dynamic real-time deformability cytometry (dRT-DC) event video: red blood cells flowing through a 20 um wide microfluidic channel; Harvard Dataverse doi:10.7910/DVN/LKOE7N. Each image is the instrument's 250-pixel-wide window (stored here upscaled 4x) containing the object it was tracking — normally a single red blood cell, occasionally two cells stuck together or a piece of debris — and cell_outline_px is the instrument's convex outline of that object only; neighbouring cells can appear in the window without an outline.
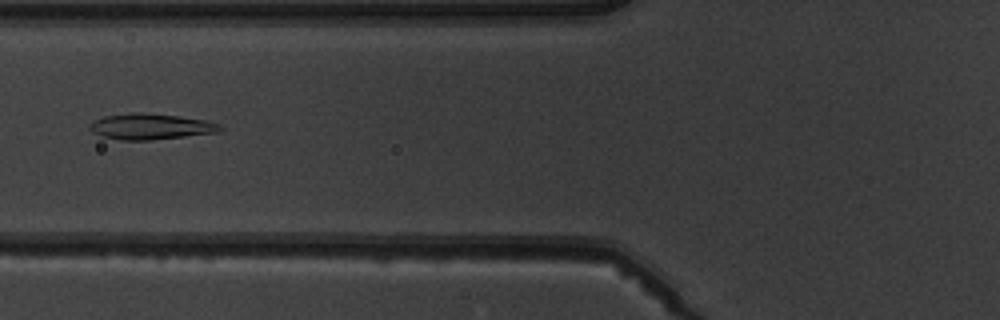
{"species": "common noctule bat (a hibernating species)", "species_latin": "Nyctalus noctula", "temperature_condition": "warm", "stored_images_in_passage": 2, "camera_frame_rate_fps": 3000, "um_per_image_px": 0.085, "animal": {"sex": "male", "body_mass_g": 19.5, "forearm_length_mm": 54.6}, "frame": {"image": 1, "passage_image": 2, "time_ms": 1.0, "image_size_px": [1000, 320], "cell_outline_px": [[224, 128], [216, 132], [184, 136], [148, 140], [120, 140], [100, 136], [92, 132], [88, 128], [92, 120], [104, 116], [132, 112], [140, 112], [180, 116], [204, 120], [220, 124]], "centroid_in_image_um": [12.74, 10.75], "position_along_channel_um": 113.1, "area_um2": 19.65}}